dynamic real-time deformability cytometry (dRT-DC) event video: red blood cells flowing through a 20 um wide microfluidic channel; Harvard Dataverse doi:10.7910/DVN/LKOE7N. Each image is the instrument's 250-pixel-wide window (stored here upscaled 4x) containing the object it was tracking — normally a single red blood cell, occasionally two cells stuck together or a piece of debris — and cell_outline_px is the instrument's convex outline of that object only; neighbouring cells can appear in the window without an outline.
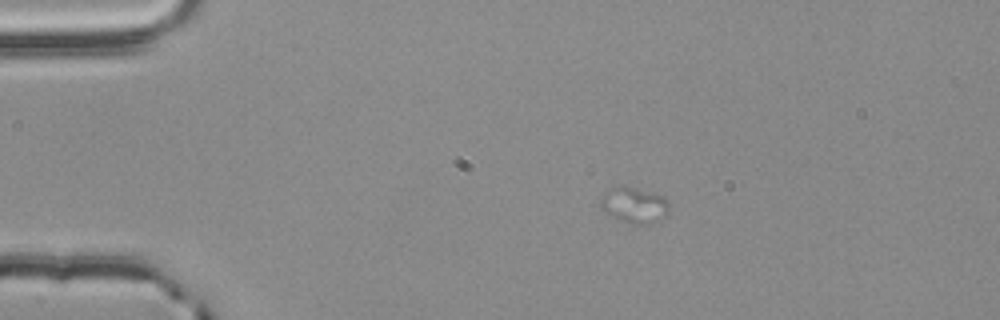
{"species": "common noctule bat (a hibernating species)", "species_latin": "Nyctalus noctula", "temperature_condition": "room temperature", "stored_images_in_passage": 2, "camera_frame_rate_fps": 3000, "um_per_image_px": 0.085, "animal": {"sex": "male", "body_mass_g": 20.4}, "frame": {"image": 1, "passage_image": 1, "time_ms": 0.0, "image_size_px": [1000, 320], "cell_outline_px": [[668, 212], [644, 224], [628, 224], [608, 212], [600, 204], [600, 200], [604, 192], [620, 184], [652, 192], [664, 196], [668, 200]], "centroid_in_image_um": [53.89, 17.37], "position_along_channel_um": 31.1, "area_um2": 13.81}}